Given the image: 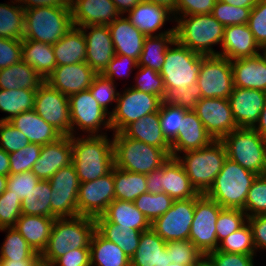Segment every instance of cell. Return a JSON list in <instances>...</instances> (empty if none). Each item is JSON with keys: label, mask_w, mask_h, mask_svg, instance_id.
<instances>
[{"label": "cell", "mask_w": 266, "mask_h": 266, "mask_svg": "<svg viewBox=\"0 0 266 266\" xmlns=\"http://www.w3.org/2000/svg\"><path fill=\"white\" fill-rule=\"evenodd\" d=\"M108 135L71 137L72 164L80 183L90 182L111 171L114 166L113 139ZM86 137V138H85Z\"/></svg>", "instance_id": "obj_1"}, {"label": "cell", "mask_w": 266, "mask_h": 266, "mask_svg": "<svg viewBox=\"0 0 266 266\" xmlns=\"http://www.w3.org/2000/svg\"><path fill=\"white\" fill-rule=\"evenodd\" d=\"M95 230V218L89 216L56 218L47 246L40 257L53 264L68 251L76 248H90Z\"/></svg>", "instance_id": "obj_2"}, {"label": "cell", "mask_w": 266, "mask_h": 266, "mask_svg": "<svg viewBox=\"0 0 266 266\" xmlns=\"http://www.w3.org/2000/svg\"><path fill=\"white\" fill-rule=\"evenodd\" d=\"M176 40L189 50L201 55H219L213 45L222 44L224 26L210 14L177 16Z\"/></svg>", "instance_id": "obj_3"}, {"label": "cell", "mask_w": 266, "mask_h": 266, "mask_svg": "<svg viewBox=\"0 0 266 266\" xmlns=\"http://www.w3.org/2000/svg\"><path fill=\"white\" fill-rule=\"evenodd\" d=\"M257 176L227 158L205 195L222 208L243 209L248 191Z\"/></svg>", "instance_id": "obj_4"}, {"label": "cell", "mask_w": 266, "mask_h": 266, "mask_svg": "<svg viewBox=\"0 0 266 266\" xmlns=\"http://www.w3.org/2000/svg\"><path fill=\"white\" fill-rule=\"evenodd\" d=\"M185 156H177L191 184L199 194H205L221 171L227 153L221 140H213L209 145L184 152Z\"/></svg>", "instance_id": "obj_5"}, {"label": "cell", "mask_w": 266, "mask_h": 266, "mask_svg": "<svg viewBox=\"0 0 266 266\" xmlns=\"http://www.w3.org/2000/svg\"><path fill=\"white\" fill-rule=\"evenodd\" d=\"M114 166L133 173L147 174L160 168L170 156L161 148L113 134Z\"/></svg>", "instance_id": "obj_6"}, {"label": "cell", "mask_w": 266, "mask_h": 266, "mask_svg": "<svg viewBox=\"0 0 266 266\" xmlns=\"http://www.w3.org/2000/svg\"><path fill=\"white\" fill-rule=\"evenodd\" d=\"M72 27L70 6L30 8L25 10L22 40H35L53 45Z\"/></svg>", "instance_id": "obj_7"}, {"label": "cell", "mask_w": 266, "mask_h": 266, "mask_svg": "<svg viewBox=\"0 0 266 266\" xmlns=\"http://www.w3.org/2000/svg\"><path fill=\"white\" fill-rule=\"evenodd\" d=\"M227 158L257 175L266 172V139L253 128H237L225 135Z\"/></svg>", "instance_id": "obj_8"}, {"label": "cell", "mask_w": 266, "mask_h": 266, "mask_svg": "<svg viewBox=\"0 0 266 266\" xmlns=\"http://www.w3.org/2000/svg\"><path fill=\"white\" fill-rule=\"evenodd\" d=\"M174 47L165 52V61L160 71L166 94L174 89H184L197 83L204 55L193 52L177 40Z\"/></svg>", "instance_id": "obj_9"}, {"label": "cell", "mask_w": 266, "mask_h": 266, "mask_svg": "<svg viewBox=\"0 0 266 266\" xmlns=\"http://www.w3.org/2000/svg\"><path fill=\"white\" fill-rule=\"evenodd\" d=\"M159 96L138 91L132 87L118 93L115 108L110 114V125L113 134L121 133L129 124L147 114L158 112L162 104Z\"/></svg>", "instance_id": "obj_10"}, {"label": "cell", "mask_w": 266, "mask_h": 266, "mask_svg": "<svg viewBox=\"0 0 266 266\" xmlns=\"http://www.w3.org/2000/svg\"><path fill=\"white\" fill-rule=\"evenodd\" d=\"M223 209L205 194H199L195 197L194 218L190 228L189 240L204 255L218 249L216 221Z\"/></svg>", "instance_id": "obj_11"}, {"label": "cell", "mask_w": 266, "mask_h": 266, "mask_svg": "<svg viewBox=\"0 0 266 266\" xmlns=\"http://www.w3.org/2000/svg\"><path fill=\"white\" fill-rule=\"evenodd\" d=\"M68 100L71 119V136L76 135L75 128H77V126V130L80 129L84 132H88L89 136L107 134L106 132L98 134L100 129L103 128L106 129V131L109 129L112 130L109 118L110 115L101 108L89 89L69 96Z\"/></svg>", "instance_id": "obj_12"}, {"label": "cell", "mask_w": 266, "mask_h": 266, "mask_svg": "<svg viewBox=\"0 0 266 266\" xmlns=\"http://www.w3.org/2000/svg\"><path fill=\"white\" fill-rule=\"evenodd\" d=\"M197 83L202 98L228 99L234 87L231 61L220 55H204Z\"/></svg>", "instance_id": "obj_13"}, {"label": "cell", "mask_w": 266, "mask_h": 266, "mask_svg": "<svg viewBox=\"0 0 266 266\" xmlns=\"http://www.w3.org/2000/svg\"><path fill=\"white\" fill-rule=\"evenodd\" d=\"M51 185V217L79 216L77 197L80 181L71 163L60 168L49 180Z\"/></svg>", "instance_id": "obj_14"}, {"label": "cell", "mask_w": 266, "mask_h": 266, "mask_svg": "<svg viewBox=\"0 0 266 266\" xmlns=\"http://www.w3.org/2000/svg\"><path fill=\"white\" fill-rule=\"evenodd\" d=\"M34 111L62 135L71 136L68 97L44 82L35 93Z\"/></svg>", "instance_id": "obj_15"}, {"label": "cell", "mask_w": 266, "mask_h": 266, "mask_svg": "<svg viewBox=\"0 0 266 266\" xmlns=\"http://www.w3.org/2000/svg\"><path fill=\"white\" fill-rule=\"evenodd\" d=\"M194 210L195 198L174 200L171 208L151 223V228L166 242L189 240Z\"/></svg>", "instance_id": "obj_16"}, {"label": "cell", "mask_w": 266, "mask_h": 266, "mask_svg": "<svg viewBox=\"0 0 266 266\" xmlns=\"http://www.w3.org/2000/svg\"><path fill=\"white\" fill-rule=\"evenodd\" d=\"M115 200L113 168L105 176L80 183L77 197L78 214L96 218Z\"/></svg>", "instance_id": "obj_17"}, {"label": "cell", "mask_w": 266, "mask_h": 266, "mask_svg": "<svg viewBox=\"0 0 266 266\" xmlns=\"http://www.w3.org/2000/svg\"><path fill=\"white\" fill-rule=\"evenodd\" d=\"M193 111L214 140H221L238 128L228 99L201 98Z\"/></svg>", "instance_id": "obj_18"}, {"label": "cell", "mask_w": 266, "mask_h": 266, "mask_svg": "<svg viewBox=\"0 0 266 266\" xmlns=\"http://www.w3.org/2000/svg\"><path fill=\"white\" fill-rule=\"evenodd\" d=\"M238 128H254L266 102V92L233 87L228 97Z\"/></svg>", "instance_id": "obj_19"}, {"label": "cell", "mask_w": 266, "mask_h": 266, "mask_svg": "<svg viewBox=\"0 0 266 266\" xmlns=\"http://www.w3.org/2000/svg\"><path fill=\"white\" fill-rule=\"evenodd\" d=\"M79 28L86 39V63L97 74H101L115 56L108 25H90Z\"/></svg>", "instance_id": "obj_20"}, {"label": "cell", "mask_w": 266, "mask_h": 266, "mask_svg": "<svg viewBox=\"0 0 266 266\" xmlns=\"http://www.w3.org/2000/svg\"><path fill=\"white\" fill-rule=\"evenodd\" d=\"M96 75L97 73L86 62H80L56 66L45 82L69 97L89 89Z\"/></svg>", "instance_id": "obj_21"}, {"label": "cell", "mask_w": 266, "mask_h": 266, "mask_svg": "<svg viewBox=\"0 0 266 266\" xmlns=\"http://www.w3.org/2000/svg\"><path fill=\"white\" fill-rule=\"evenodd\" d=\"M72 163L71 137L62 135L56 141L42 146L40 157L32 173L41 181L49 180L60 168Z\"/></svg>", "instance_id": "obj_22"}, {"label": "cell", "mask_w": 266, "mask_h": 266, "mask_svg": "<svg viewBox=\"0 0 266 266\" xmlns=\"http://www.w3.org/2000/svg\"><path fill=\"white\" fill-rule=\"evenodd\" d=\"M75 27L109 25L120 16L112 0H70Z\"/></svg>", "instance_id": "obj_23"}, {"label": "cell", "mask_w": 266, "mask_h": 266, "mask_svg": "<svg viewBox=\"0 0 266 266\" xmlns=\"http://www.w3.org/2000/svg\"><path fill=\"white\" fill-rule=\"evenodd\" d=\"M213 140L197 114L189 110L181 120L177 137L171 143V157L176 158L181 152L203 148Z\"/></svg>", "instance_id": "obj_24"}, {"label": "cell", "mask_w": 266, "mask_h": 266, "mask_svg": "<svg viewBox=\"0 0 266 266\" xmlns=\"http://www.w3.org/2000/svg\"><path fill=\"white\" fill-rule=\"evenodd\" d=\"M231 60L233 85L266 92V55Z\"/></svg>", "instance_id": "obj_25"}, {"label": "cell", "mask_w": 266, "mask_h": 266, "mask_svg": "<svg viewBox=\"0 0 266 266\" xmlns=\"http://www.w3.org/2000/svg\"><path fill=\"white\" fill-rule=\"evenodd\" d=\"M221 47L219 55L230 61L253 57L260 54L259 50L263 51L247 24L226 26Z\"/></svg>", "instance_id": "obj_26"}, {"label": "cell", "mask_w": 266, "mask_h": 266, "mask_svg": "<svg viewBox=\"0 0 266 266\" xmlns=\"http://www.w3.org/2000/svg\"><path fill=\"white\" fill-rule=\"evenodd\" d=\"M113 41L115 54L125 55L137 62L143 50L144 39L147 37L130 23L127 17L120 15L108 25Z\"/></svg>", "instance_id": "obj_27"}, {"label": "cell", "mask_w": 266, "mask_h": 266, "mask_svg": "<svg viewBox=\"0 0 266 266\" xmlns=\"http://www.w3.org/2000/svg\"><path fill=\"white\" fill-rule=\"evenodd\" d=\"M160 182L161 190L173 200L195 198L199 195L177 158L170 157L163 164Z\"/></svg>", "instance_id": "obj_28"}, {"label": "cell", "mask_w": 266, "mask_h": 266, "mask_svg": "<svg viewBox=\"0 0 266 266\" xmlns=\"http://www.w3.org/2000/svg\"><path fill=\"white\" fill-rule=\"evenodd\" d=\"M8 122L19 129L30 143L41 146L54 142L62 136L51 124L45 122L34 109L18 114Z\"/></svg>", "instance_id": "obj_29"}, {"label": "cell", "mask_w": 266, "mask_h": 266, "mask_svg": "<svg viewBox=\"0 0 266 266\" xmlns=\"http://www.w3.org/2000/svg\"><path fill=\"white\" fill-rule=\"evenodd\" d=\"M122 133L128 138L161 148L171 157V144L162 133L159 111L147 114L129 124Z\"/></svg>", "instance_id": "obj_30"}, {"label": "cell", "mask_w": 266, "mask_h": 266, "mask_svg": "<svg viewBox=\"0 0 266 266\" xmlns=\"http://www.w3.org/2000/svg\"><path fill=\"white\" fill-rule=\"evenodd\" d=\"M126 17L146 36H153L162 29L166 21L173 20V14L165 7L143 0Z\"/></svg>", "instance_id": "obj_31"}, {"label": "cell", "mask_w": 266, "mask_h": 266, "mask_svg": "<svg viewBox=\"0 0 266 266\" xmlns=\"http://www.w3.org/2000/svg\"><path fill=\"white\" fill-rule=\"evenodd\" d=\"M56 218L22 214L13 226L39 254L46 248Z\"/></svg>", "instance_id": "obj_32"}, {"label": "cell", "mask_w": 266, "mask_h": 266, "mask_svg": "<svg viewBox=\"0 0 266 266\" xmlns=\"http://www.w3.org/2000/svg\"><path fill=\"white\" fill-rule=\"evenodd\" d=\"M176 40L175 27L144 39L138 66L151 68L160 73L165 61V52Z\"/></svg>", "instance_id": "obj_33"}, {"label": "cell", "mask_w": 266, "mask_h": 266, "mask_svg": "<svg viewBox=\"0 0 266 266\" xmlns=\"http://www.w3.org/2000/svg\"><path fill=\"white\" fill-rule=\"evenodd\" d=\"M52 47L57 66L86 62V39L79 27L73 26Z\"/></svg>", "instance_id": "obj_34"}, {"label": "cell", "mask_w": 266, "mask_h": 266, "mask_svg": "<svg viewBox=\"0 0 266 266\" xmlns=\"http://www.w3.org/2000/svg\"><path fill=\"white\" fill-rule=\"evenodd\" d=\"M22 60L46 81L56 68L52 44L35 40H22Z\"/></svg>", "instance_id": "obj_35"}, {"label": "cell", "mask_w": 266, "mask_h": 266, "mask_svg": "<svg viewBox=\"0 0 266 266\" xmlns=\"http://www.w3.org/2000/svg\"><path fill=\"white\" fill-rule=\"evenodd\" d=\"M44 82L33 67L23 60L0 69V89L3 90H37Z\"/></svg>", "instance_id": "obj_36"}, {"label": "cell", "mask_w": 266, "mask_h": 266, "mask_svg": "<svg viewBox=\"0 0 266 266\" xmlns=\"http://www.w3.org/2000/svg\"><path fill=\"white\" fill-rule=\"evenodd\" d=\"M106 221L141 232L151 228L150 222L130 201L114 200L101 215Z\"/></svg>", "instance_id": "obj_37"}, {"label": "cell", "mask_w": 266, "mask_h": 266, "mask_svg": "<svg viewBox=\"0 0 266 266\" xmlns=\"http://www.w3.org/2000/svg\"><path fill=\"white\" fill-rule=\"evenodd\" d=\"M91 266H131L130 258L117 244L104 238L97 230L90 241Z\"/></svg>", "instance_id": "obj_38"}, {"label": "cell", "mask_w": 266, "mask_h": 266, "mask_svg": "<svg viewBox=\"0 0 266 266\" xmlns=\"http://www.w3.org/2000/svg\"><path fill=\"white\" fill-rule=\"evenodd\" d=\"M96 230L107 240L117 244L125 254L131 259L138 248L141 231L130 227L116 225L106 221L102 216H97Z\"/></svg>", "instance_id": "obj_39"}, {"label": "cell", "mask_w": 266, "mask_h": 266, "mask_svg": "<svg viewBox=\"0 0 266 266\" xmlns=\"http://www.w3.org/2000/svg\"><path fill=\"white\" fill-rule=\"evenodd\" d=\"M166 243L152 228L142 232L138 248L130 259L131 266H161Z\"/></svg>", "instance_id": "obj_40"}, {"label": "cell", "mask_w": 266, "mask_h": 266, "mask_svg": "<svg viewBox=\"0 0 266 266\" xmlns=\"http://www.w3.org/2000/svg\"><path fill=\"white\" fill-rule=\"evenodd\" d=\"M115 200L133 202L147 192L146 175L133 173L113 166Z\"/></svg>", "instance_id": "obj_41"}, {"label": "cell", "mask_w": 266, "mask_h": 266, "mask_svg": "<svg viewBox=\"0 0 266 266\" xmlns=\"http://www.w3.org/2000/svg\"><path fill=\"white\" fill-rule=\"evenodd\" d=\"M203 255L190 240L168 241L161 266H194Z\"/></svg>", "instance_id": "obj_42"}, {"label": "cell", "mask_w": 266, "mask_h": 266, "mask_svg": "<svg viewBox=\"0 0 266 266\" xmlns=\"http://www.w3.org/2000/svg\"><path fill=\"white\" fill-rule=\"evenodd\" d=\"M0 231L7 232L0 248V260H37L40 257L14 227L0 228Z\"/></svg>", "instance_id": "obj_43"}, {"label": "cell", "mask_w": 266, "mask_h": 266, "mask_svg": "<svg viewBox=\"0 0 266 266\" xmlns=\"http://www.w3.org/2000/svg\"><path fill=\"white\" fill-rule=\"evenodd\" d=\"M35 93L36 90L29 89H0V111L9 114L0 121H9L22 112L34 109Z\"/></svg>", "instance_id": "obj_44"}, {"label": "cell", "mask_w": 266, "mask_h": 266, "mask_svg": "<svg viewBox=\"0 0 266 266\" xmlns=\"http://www.w3.org/2000/svg\"><path fill=\"white\" fill-rule=\"evenodd\" d=\"M25 9L19 4L0 3V38L22 40L24 36Z\"/></svg>", "instance_id": "obj_45"}, {"label": "cell", "mask_w": 266, "mask_h": 266, "mask_svg": "<svg viewBox=\"0 0 266 266\" xmlns=\"http://www.w3.org/2000/svg\"><path fill=\"white\" fill-rule=\"evenodd\" d=\"M51 194L49 181H40L21 202V214L51 217Z\"/></svg>", "instance_id": "obj_46"}, {"label": "cell", "mask_w": 266, "mask_h": 266, "mask_svg": "<svg viewBox=\"0 0 266 266\" xmlns=\"http://www.w3.org/2000/svg\"><path fill=\"white\" fill-rule=\"evenodd\" d=\"M173 201L164 192L158 194L146 192L137 197L133 203L151 224L171 208Z\"/></svg>", "instance_id": "obj_47"}, {"label": "cell", "mask_w": 266, "mask_h": 266, "mask_svg": "<svg viewBox=\"0 0 266 266\" xmlns=\"http://www.w3.org/2000/svg\"><path fill=\"white\" fill-rule=\"evenodd\" d=\"M219 243L220 244L217 250L225 253H237L244 255L256 254L252 231L248 222L237 231L229 234Z\"/></svg>", "instance_id": "obj_48"}, {"label": "cell", "mask_w": 266, "mask_h": 266, "mask_svg": "<svg viewBox=\"0 0 266 266\" xmlns=\"http://www.w3.org/2000/svg\"><path fill=\"white\" fill-rule=\"evenodd\" d=\"M189 110L170 105L164 100L159 108L160 126L166 140L171 144L177 137L181 120Z\"/></svg>", "instance_id": "obj_49"}, {"label": "cell", "mask_w": 266, "mask_h": 266, "mask_svg": "<svg viewBox=\"0 0 266 266\" xmlns=\"http://www.w3.org/2000/svg\"><path fill=\"white\" fill-rule=\"evenodd\" d=\"M248 217L266 215V174L258 175L245 201L242 209Z\"/></svg>", "instance_id": "obj_50"}, {"label": "cell", "mask_w": 266, "mask_h": 266, "mask_svg": "<svg viewBox=\"0 0 266 266\" xmlns=\"http://www.w3.org/2000/svg\"><path fill=\"white\" fill-rule=\"evenodd\" d=\"M248 220V216L242 209L224 208L216 221V236L218 241H222L229 234L243 227Z\"/></svg>", "instance_id": "obj_51"}, {"label": "cell", "mask_w": 266, "mask_h": 266, "mask_svg": "<svg viewBox=\"0 0 266 266\" xmlns=\"http://www.w3.org/2000/svg\"><path fill=\"white\" fill-rule=\"evenodd\" d=\"M251 8L235 7L223 1L216 0L211 14L224 27L247 24Z\"/></svg>", "instance_id": "obj_52"}, {"label": "cell", "mask_w": 266, "mask_h": 266, "mask_svg": "<svg viewBox=\"0 0 266 266\" xmlns=\"http://www.w3.org/2000/svg\"><path fill=\"white\" fill-rule=\"evenodd\" d=\"M137 69H139V72L136 74V84L132 88L159 96L162 100H165L166 90L160 73L144 66H137Z\"/></svg>", "instance_id": "obj_53"}, {"label": "cell", "mask_w": 266, "mask_h": 266, "mask_svg": "<svg viewBox=\"0 0 266 266\" xmlns=\"http://www.w3.org/2000/svg\"><path fill=\"white\" fill-rule=\"evenodd\" d=\"M41 149V145L29 143L24 148L9 153L10 174L32 171L33 165L40 157Z\"/></svg>", "instance_id": "obj_54"}, {"label": "cell", "mask_w": 266, "mask_h": 266, "mask_svg": "<svg viewBox=\"0 0 266 266\" xmlns=\"http://www.w3.org/2000/svg\"><path fill=\"white\" fill-rule=\"evenodd\" d=\"M114 83L115 82L107 77H104L102 74H97L93 79L91 87L89 88L94 99L109 115L111 112L108 111V105L112 104L114 101L117 102L119 93L116 91Z\"/></svg>", "instance_id": "obj_55"}, {"label": "cell", "mask_w": 266, "mask_h": 266, "mask_svg": "<svg viewBox=\"0 0 266 266\" xmlns=\"http://www.w3.org/2000/svg\"><path fill=\"white\" fill-rule=\"evenodd\" d=\"M201 98V89L198 83H195L191 86L184 87V89L169 91L164 101L170 105H175L186 110H194L197 102Z\"/></svg>", "instance_id": "obj_56"}, {"label": "cell", "mask_w": 266, "mask_h": 266, "mask_svg": "<svg viewBox=\"0 0 266 266\" xmlns=\"http://www.w3.org/2000/svg\"><path fill=\"white\" fill-rule=\"evenodd\" d=\"M21 200L6 190L0 195V228L13 227L21 214Z\"/></svg>", "instance_id": "obj_57"}, {"label": "cell", "mask_w": 266, "mask_h": 266, "mask_svg": "<svg viewBox=\"0 0 266 266\" xmlns=\"http://www.w3.org/2000/svg\"><path fill=\"white\" fill-rule=\"evenodd\" d=\"M255 41L264 49L266 47V0H257L251 9L247 23Z\"/></svg>", "instance_id": "obj_58"}, {"label": "cell", "mask_w": 266, "mask_h": 266, "mask_svg": "<svg viewBox=\"0 0 266 266\" xmlns=\"http://www.w3.org/2000/svg\"><path fill=\"white\" fill-rule=\"evenodd\" d=\"M30 142L26 136L8 121H0V148L7 153L16 152Z\"/></svg>", "instance_id": "obj_59"}, {"label": "cell", "mask_w": 266, "mask_h": 266, "mask_svg": "<svg viewBox=\"0 0 266 266\" xmlns=\"http://www.w3.org/2000/svg\"><path fill=\"white\" fill-rule=\"evenodd\" d=\"M40 181L32 171L10 174L7 180V189L23 201Z\"/></svg>", "instance_id": "obj_60"}, {"label": "cell", "mask_w": 266, "mask_h": 266, "mask_svg": "<svg viewBox=\"0 0 266 266\" xmlns=\"http://www.w3.org/2000/svg\"><path fill=\"white\" fill-rule=\"evenodd\" d=\"M214 266H254V256L213 250L206 254Z\"/></svg>", "instance_id": "obj_61"}, {"label": "cell", "mask_w": 266, "mask_h": 266, "mask_svg": "<svg viewBox=\"0 0 266 266\" xmlns=\"http://www.w3.org/2000/svg\"><path fill=\"white\" fill-rule=\"evenodd\" d=\"M137 66L138 62L135 59L125 55L115 54L111 62L101 74L115 82L114 77H126L132 72V69L134 67L137 68Z\"/></svg>", "instance_id": "obj_62"}, {"label": "cell", "mask_w": 266, "mask_h": 266, "mask_svg": "<svg viewBox=\"0 0 266 266\" xmlns=\"http://www.w3.org/2000/svg\"><path fill=\"white\" fill-rule=\"evenodd\" d=\"M22 60V40L0 38V69Z\"/></svg>", "instance_id": "obj_63"}, {"label": "cell", "mask_w": 266, "mask_h": 266, "mask_svg": "<svg viewBox=\"0 0 266 266\" xmlns=\"http://www.w3.org/2000/svg\"><path fill=\"white\" fill-rule=\"evenodd\" d=\"M215 2L216 0H176L175 19L177 15L210 14Z\"/></svg>", "instance_id": "obj_64"}, {"label": "cell", "mask_w": 266, "mask_h": 266, "mask_svg": "<svg viewBox=\"0 0 266 266\" xmlns=\"http://www.w3.org/2000/svg\"><path fill=\"white\" fill-rule=\"evenodd\" d=\"M54 266H91L90 248H76L59 257Z\"/></svg>", "instance_id": "obj_65"}, {"label": "cell", "mask_w": 266, "mask_h": 266, "mask_svg": "<svg viewBox=\"0 0 266 266\" xmlns=\"http://www.w3.org/2000/svg\"><path fill=\"white\" fill-rule=\"evenodd\" d=\"M247 222L252 231L256 252L258 248L266 250V215L248 217Z\"/></svg>", "instance_id": "obj_66"}, {"label": "cell", "mask_w": 266, "mask_h": 266, "mask_svg": "<svg viewBox=\"0 0 266 266\" xmlns=\"http://www.w3.org/2000/svg\"><path fill=\"white\" fill-rule=\"evenodd\" d=\"M14 1L12 0L11 3L15 5L17 4V2H19L20 5L25 10L36 7L70 6V0H14Z\"/></svg>", "instance_id": "obj_67"}, {"label": "cell", "mask_w": 266, "mask_h": 266, "mask_svg": "<svg viewBox=\"0 0 266 266\" xmlns=\"http://www.w3.org/2000/svg\"><path fill=\"white\" fill-rule=\"evenodd\" d=\"M162 175H163V165L160 168L146 174L147 192L152 194H158L163 192L161 190V182H160V178Z\"/></svg>", "instance_id": "obj_68"}, {"label": "cell", "mask_w": 266, "mask_h": 266, "mask_svg": "<svg viewBox=\"0 0 266 266\" xmlns=\"http://www.w3.org/2000/svg\"><path fill=\"white\" fill-rule=\"evenodd\" d=\"M120 15L128 13L136 7L142 0H112Z\"/></svg>", "instance_id": "obj_69"}, {"label": "cell", "mask_w": 266, "mask_h": 266, "mask_svg": "<svg viewBox=\"0 0 266 266\" xmlns=\"http://www.w3.org/2000/svg\"><path fill=\"white\" fill-rule=\"evenodd\" d=\"M253 129L256 130L260 136L266 139V102Z\"/></svg>", "instance_id": "obj_70"}, {"label": "cell", "mask_w": 266, "mask_h": 266, "mask_svg": "<svg viewBox=\"0 0 266 266\" xmlns=\"http://www.w3.org/2000/svg\"><path fill=\"white\" fill-rule=\"evenodd\" d=\"M0 175H10L9 153L0 148Z\"/></svg>", "instance_id": "obj_71"}, {"label": "cell", "mask_w": 266, "mask_h": 266, "mask_svg": "<svg viewBox=\"0 0 266 266\" xmlns=\"http://www.w3.org/2000/svg\"><path fill=\"white\" fill-rule=\"evenodd\" d=\"M149 3H154L156 5L165 7L173 14V18L175 20V12H176V0H143Z\"/></svg>", "instance_id": "obj_72"}, {"label": "cell", "mask_w": 266, "mask_h": 266, "mask_svg": "<svg viewBox=\"0 0 266 266\" xmlns=\"http://www.w3.org/2000/svg\"><path fill=\"white\" fill-rule=\"evenodd\" d=\"M235 7L253 8L257 0H220Z\"/></svg>", "instance_id": "obj_73"}, {"label": "cell", "mask_w": 266, "mask_h": 266, "mask_svg": "<svg viewBox=\"0 0 266 266\" xmlns=\"http://www.w3.org/2000/svg\"><path fill=\"white\" fill-rule=\"evenodd\" d=\"M36 260H0V266H32Z\"/></svg>", "instance_id": "obj_74"}, {"label": "cell", "mask_w": 266, "mask_h": 266, "mask_svg": "<svg viewBox=\"0 0 266 266\" xmlns=\"http://www.w3.org/2000/svg\"><path fill=\"white\" fill-rule=\"evenodd\" d=\"M194 266H214V265L206 255H203V257Z\"/></svg>", "instance_id": "obj_75"}, {"label": "cell", "mask_w": 266, "mask_h": 266, "mask_svg": "<svg viewBox=\"0 0 266 266\" xmlns=\"http://www.w3.org/2000/svg\"><path fill=\"white\" fill-rule=\"evenodd\" d=\"M7 180L8 177L4 175H0V195L6 190L7 188Z\"/></svg>", "instance_id": "obj_76"}, {"label": "cell", "mask_w": 266, "mask_h": 266, "mask_svg": "<svg viewBox=\"0 0 266 266\" xmlns=\"http://www.w3.org/2000/svg\"><path fill=\"white\" fill-rule=\"evenodd\" d=\"M32 266H54L51 262L39 257Z\"/></svg>", "instance_id": "obj_77"}, {"label": "cell", "mask_w": 266, "mask_h": 266, "mask_svg": "<svg viewBox=\"0 0 266 266\" xmlns=\"http://www.w3.org/2000/svg\"><path fill=\"white\" fill-rule=\"evenodd\" d=\"M263 52L265 53V55H266V47L263 49Z\"/></svg>", "instance_id": "obj_78"}]
</instances>
